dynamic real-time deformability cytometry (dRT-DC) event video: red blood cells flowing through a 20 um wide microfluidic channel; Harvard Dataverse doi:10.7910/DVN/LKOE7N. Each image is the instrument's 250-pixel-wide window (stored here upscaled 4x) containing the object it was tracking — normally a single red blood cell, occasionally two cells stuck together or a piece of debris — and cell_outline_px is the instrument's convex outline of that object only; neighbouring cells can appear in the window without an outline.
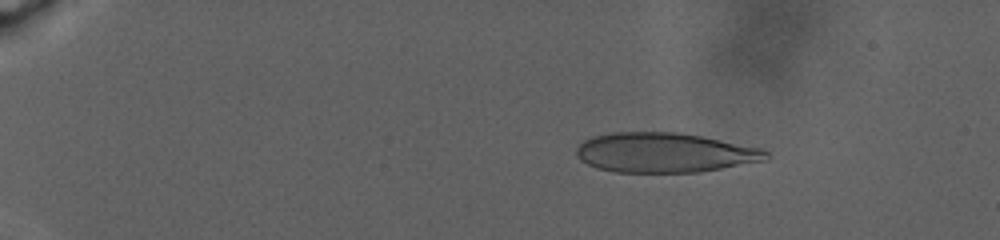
{"species": "human", "species_latin": "Homo sapiens", "temperature_condition": "warm", "stored_images_in_passage": 152, "camera_frame_rate_fps": 3000, "um_per_image_px": 0.085, "donor": {"sex": "male"}, "frame": {"image": 1, "passage_image": 26, "time_ms": 5.667, "image_size_px": [1000, 240], "cell_outline_px": [[772, 156], [768, 160], [700, 172], [616, 172], [596, 168], [580, 160], [576, 156], [576, 148], [584, 140], [592, 136], [612, 132], [680, 132], [764, 148]], "centroid_in_image_um": [56.52, 12.97], "position_along_channel_um": 28.5, "area_um2": 44.33}}
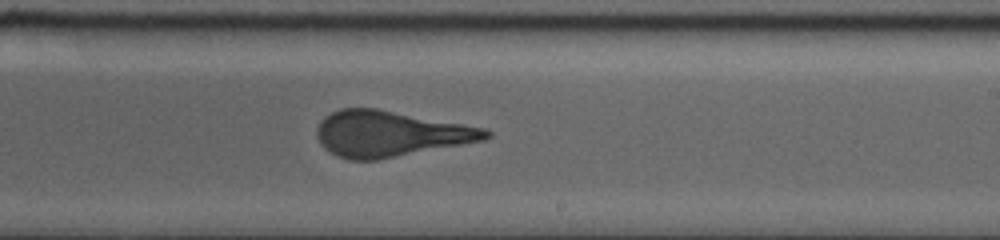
{"frame": {"image": 2, "passage_image": 85, "time_ms": 21.667, "image_size_px": [1000, 240], "cell_outline_px": [[492, 136], [484, 140], [380, 160], [348, 160], [336, 156], [324, 148], [320, 144], [316, 136], [316, 128], [320, 120], [324, 116], [340, 108], [376, 108], [488, 128], [492, 132]], "centroid_in_image_um": [33.15, 11.37], "position_along_channel_um": 255.8, "area_um2": 45.55}}
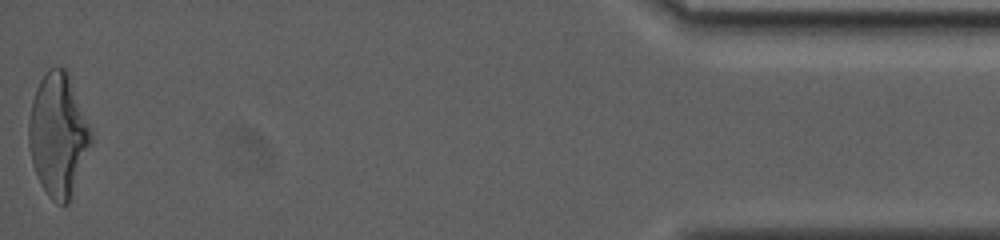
{"frame": {"image": 3, "passage_image": 151, "time_ms": 33.0, "image_size_px": [1000, 240], "cell_outline_px": [[92, 144], [68, 204], [60, 204], [52, 200], [48, 196], [40, 184], [32, 164], [28, 144], [28, 120], [32, 100], [36, 88], [40, 80], [48, 68], [68, 68], [92, 132]], "centroid_in_image_um": [4.94, 11.44], "position_along_channel_um": 430.3, "area_um2": 45.08}, "authors_computed_cell_mechanics": {"area_um2": 44.9106, "velocity_mm_per_s": 2.1745, "shape_relaxation_time_tau1_ms": 11.3363, "shape_relaxation_time_tau2_ms": 1.2952, "deformation_change_tau1": 0.2833, "deformation_change_tau2": 0.1053}}